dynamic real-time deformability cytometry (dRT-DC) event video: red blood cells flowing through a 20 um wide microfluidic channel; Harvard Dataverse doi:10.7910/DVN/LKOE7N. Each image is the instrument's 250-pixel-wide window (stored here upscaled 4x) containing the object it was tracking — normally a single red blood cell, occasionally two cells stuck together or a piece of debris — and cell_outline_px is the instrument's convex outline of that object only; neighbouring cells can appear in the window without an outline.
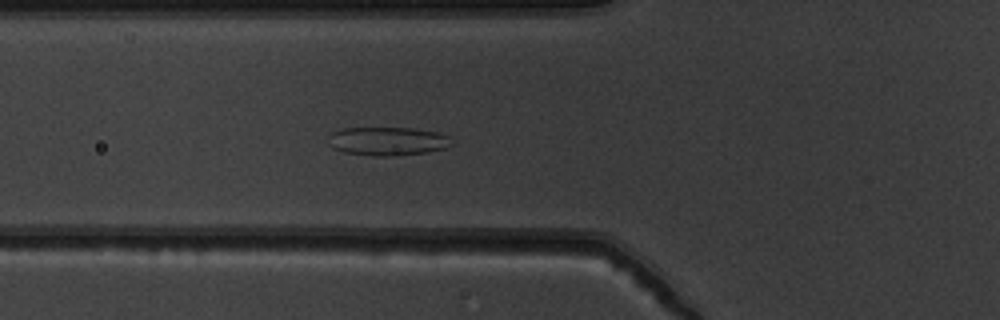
{"species": "common noctule bat (a hibernating species)", "species_latin": "Nyctalus noctula", "temperature_condition": "warm", "stored_images_in_passage": 49, "camera_frame_rate_fps": 3000, "um_per_image_px": 0.085, "animal": {"sex": "male", "body_mass_g": 19.5, "forearm_length_mm": 54.6}, "frame": {"image": 1, "passage_image": 15, "time_ms": 4.667, "image_size_px": [1000, 320], "cell_outline_px": [[452, 144], [448, 148], [428, 152], [400, 156], [372, 156], [344, 152], [332, 148], [328, 144], [328, 136], [332, 132], [344, 128], [412, 128], [436, 132], [448, 136]], "centroid_in_image_um": [32.93, 12.01], "position_along_channel_um": 92.9, "area_um2": 20.75}}
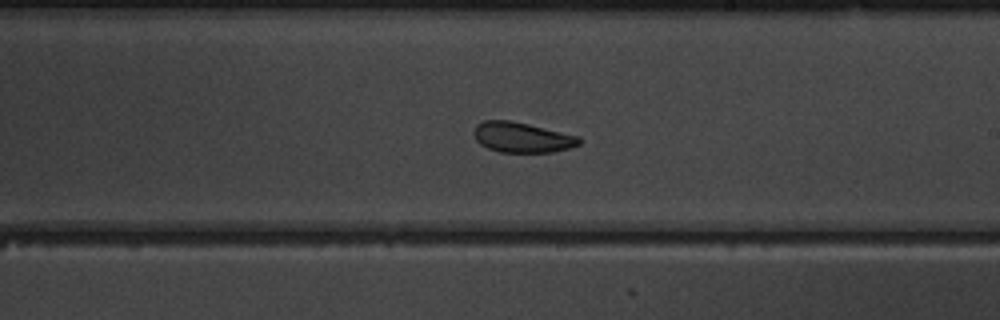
{"frame": {"image": 2, "passage_image": 27, "time_ms": 8.667, "image_size_px": [1000, 320], "cell_outline_px": [[580, 144], [568, 148], [552, 152], [500, 152], [488, 148], [480, 144], [476, 140], [472, 132], [476, 124], [484, 120], [512, 120], [580, 136]], "centroid_in_image_um": [44.34, 11.66], "position_along_channel_um": 244.7, "area_um2": 18.67}}
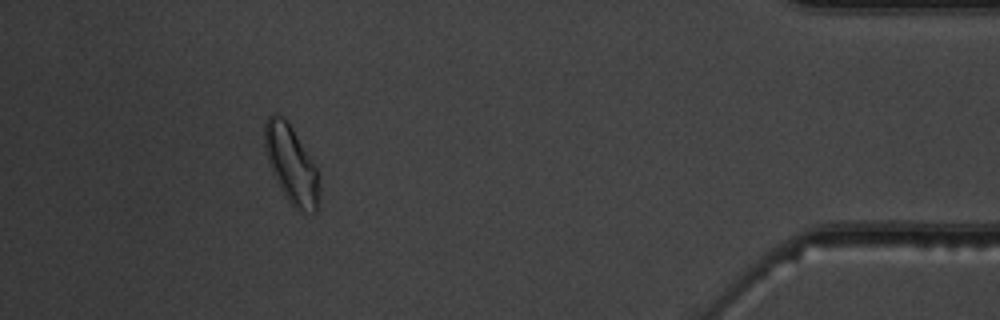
{"frame": {"image": 3, "passage_image": 44, "time_ms": 14.333, "image_size_px": [1000, 320], "cell_outline_px": [[320, 196], [316, 212], [296, 212], [284, 196], [272, 172], [264, 148], [264, 124], [268, 116], [272, 112], [284, 116], [292, 128], [320, 172]], "centroid_in_image_um": [24.78, 14.01], "position_along_channel_um": 410.4, "area_um2": 25.37}, "authors_computed_cell_mechanics": {"area_um2": 20.9814, "velocity_mm_per_s": 3.7952, "shape_relaxation_time_tau1_ms": 8.278, "shape_relaxation_time_tau2_ms": 1.8523, "deformation_change_tau1": 0.1573, "deformation_change_tau2": 0.0776}}